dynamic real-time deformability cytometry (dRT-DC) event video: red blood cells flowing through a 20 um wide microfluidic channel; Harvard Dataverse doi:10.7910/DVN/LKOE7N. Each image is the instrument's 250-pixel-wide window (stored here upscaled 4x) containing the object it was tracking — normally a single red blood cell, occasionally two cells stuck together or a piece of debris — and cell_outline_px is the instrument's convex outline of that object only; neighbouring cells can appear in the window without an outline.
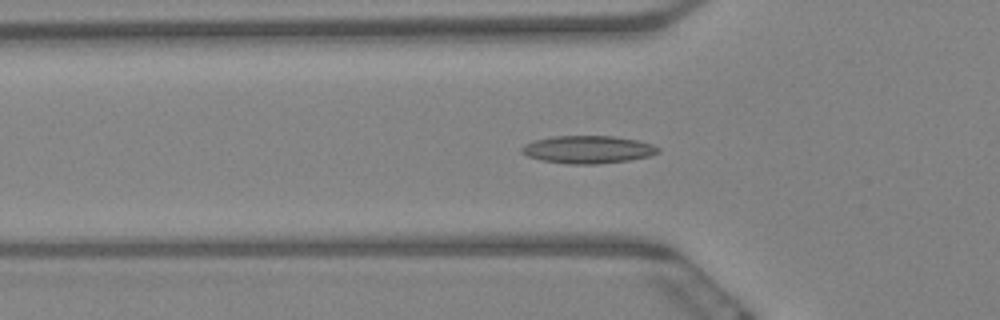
{"species": "Egyptian fruit bat (a non-hibernating species)", "species_latin": "Rousettus aegyptiacus", "temperature_condition": "warm", "stored_images_in_passage": 58, "camera_frame_rate_fps": 3000, "um_per_image_px": 0.085, "animal": {"sex": "female"}, "frame": {"image": 1, "passage_image": 18, "time_ms": 5.667, "image_size_px": [1000, 320], "cell_outline_px": [[660, 152], [648, 156], [628, 160], [596, 164], [568, 164], [540, 160], [528, 156], [520, 152], [520, 148], [524, 144], [532, 140], [552, 136], [612, 136], [640, 140], [652, 144], [660, 148]], "centroid_in_image_um": [49.94, 12.7], "position_along_channel_um": 75.9, "area_um2": 22.2}}
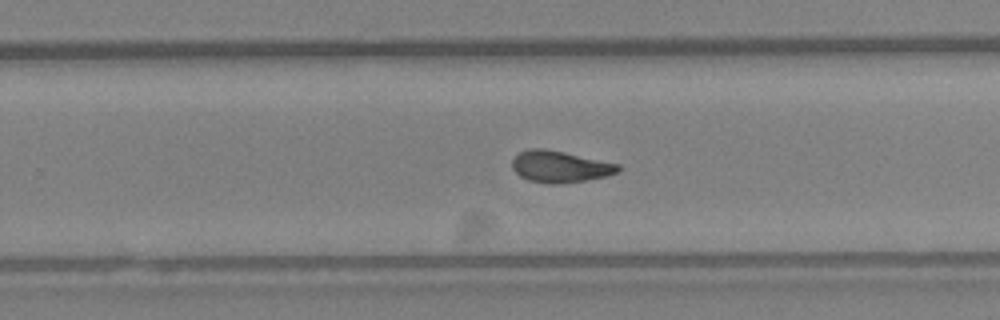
{"frame": {"image": 2, "passage_image": 36, "time_ms": 11.667, "image_size_px": [1000, 320], "cell_outline_px": [[620, 168], [616, 172], [608, 176], [584, 180], [556, 184], [552, 184], [528, 180], [520, 176], [512, 168], [512, 160], [520, 152], [528, 148], [544, 148], [564, 152], [620, 164]], "centroid_in_image_um": [47.58, 14.15], "position_along_channel_um": 282.2, "area_um2": 19.36}}
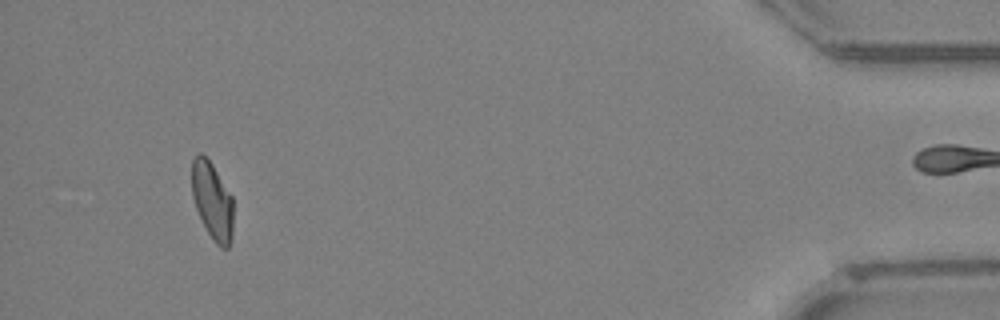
{"frame": {"image": 3, "passage_image": 54, "time_ms": 17.667, "image_size_px": [1000, 320], "cell_outline_px": [[232, 236], [228, 248], [220, 248], [216, 244], [208, 232], [196, 208], [192, 196], [192, 160], [200, 152], [212, 164], [232, 196]], "centroid_in_image_um": [18.04, 17.08], "position_along_channel_um": 417.2, "area_um2": 18.38}, "authors_computed_cell_mechanics": {"area_um2": 19.5942, "velocity_mm_per_s": 3.4526, "shape_relaxation_time_tau1_ms": null, "shape_relaxation_time_tau2_ms": 1.6545, "deformation_change_tau1": null, "deformation_change_tau2": 0.0739}}